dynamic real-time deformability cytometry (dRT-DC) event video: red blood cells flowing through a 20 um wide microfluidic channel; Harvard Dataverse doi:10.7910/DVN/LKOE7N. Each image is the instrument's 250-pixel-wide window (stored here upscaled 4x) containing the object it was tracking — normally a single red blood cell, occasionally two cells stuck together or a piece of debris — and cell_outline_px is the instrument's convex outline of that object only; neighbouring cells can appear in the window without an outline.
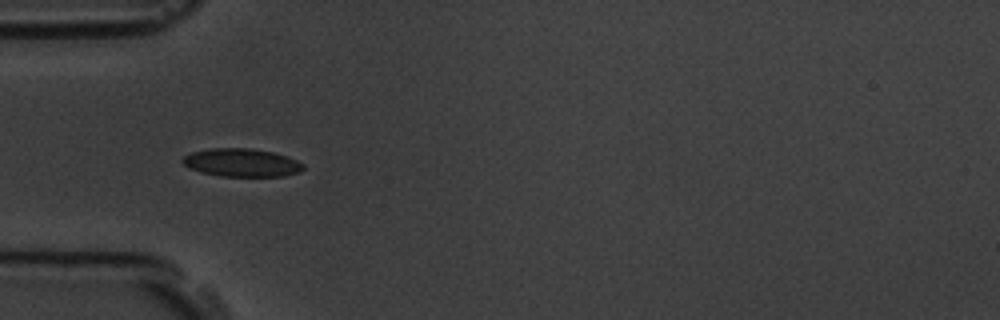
{"species": "common noctule bat (a hibernating species)", "species_latin": "Nyctalus noctula", "temperature_condition": "room temperature", "stored_images_in_passage": 7, "camera_frame_rate_fps": 3000, "um_per_image_px": 0.085, "animal": {"sex": "male", "body_mass_g": 19.5, "forearm_length_mm": 54.6}, "frame": {"image": 1, "passage_image": 3, "time_ms": 3.333, "image_size_px": [1000, 320], "cell_outline_px": [[304, 168], [300, 172], [284, 176], [220, 176], [200, 172], [188, 168], [180, 160], [184, 156], [192, 152], [208, 148], [252, 148], [272, 152], [288, 156], [304, 164]], "centroid_in_image_um": [20.53, 13.82], "position_along_channel_um": 64.5, "area_um2": 19.94}}
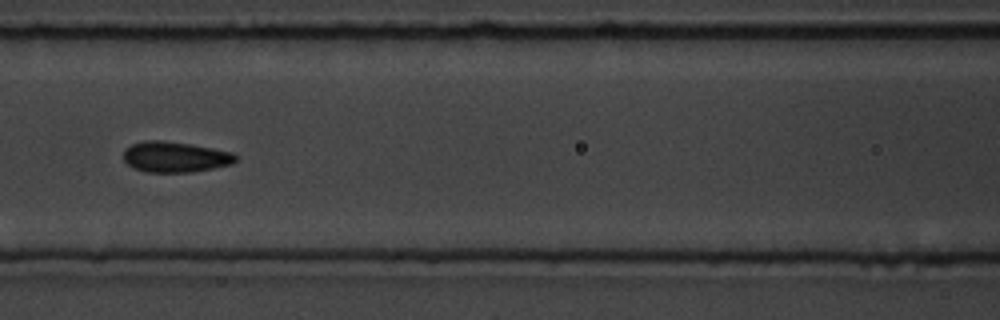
{"frame": {"image": 2, "passage_image": 5, "time_ms": 5.667, "image_size_px": [1000, 320], "cell_outline_px": [[236, 160], [232, 164], [192, 172], [144, 172], [132, 168], [124, 160], [124, 148], [132, 144], [144, 140], [160, 140], [192, 144], [232, 152], [236, 156]], "centroid_in_image_um": [14.85, 13.34], "position_along_channel_um": 151.8, "area_um2": 20.11}}
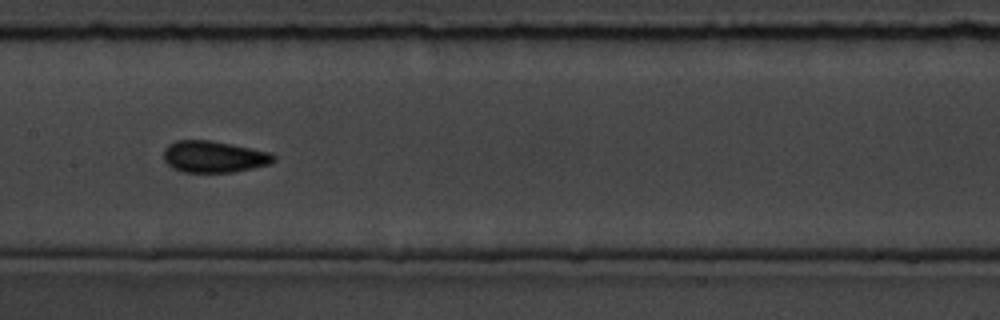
{"frame": {"image": 3, "passage_image": 6, "time_ms": 6.667, "image_size_px": [1000, 320], "cell_outline_px": [[276, 160], [268, 164], [252, 168], [232, 172], [180, 172], [172, 168], [164, 160], [164, 148], [168, 144], [176, 140], [212, 140], [272, 152], [276, 156]], "centroid_in_image_um": [18.18, 13.31], "position_along_channel_um": 189.2, "area_um2": 20.46}}